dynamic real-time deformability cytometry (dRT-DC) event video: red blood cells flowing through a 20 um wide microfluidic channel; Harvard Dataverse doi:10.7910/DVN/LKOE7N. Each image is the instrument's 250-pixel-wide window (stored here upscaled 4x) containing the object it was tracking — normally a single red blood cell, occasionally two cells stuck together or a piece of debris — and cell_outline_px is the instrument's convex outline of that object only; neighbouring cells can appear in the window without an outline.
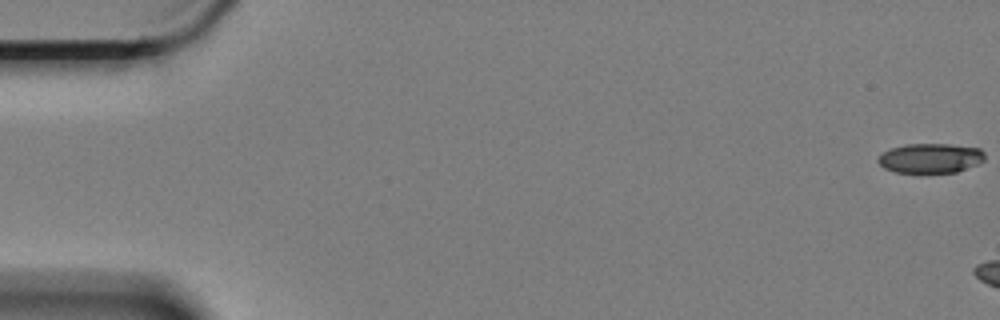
{"species": "Egyptian fruit bat (a non-hibernating species)", "species_latin": "Rousettus aegyptiacus", "temperature_condition": "cold", "stored_images_in_passage": 3, "camera_frame_rate_fps": 3000, "um_per_image_px": 0.085, "animal": {"sex": "female"}, "frame": {"image": 1, "passage_image": 1, "time_ms": 0.0, "image_size_px": [1000, 320], "cell_outline_px": [[984, 160], [976, 164], [956, 172], [896, 172], [884, 168], [876, 160], [884, 152], [892, 148], [908, 144], [948, 144], [980, 148], [984, 152]], "centroid_in_image_um": [79.09, 13.44], "position_along_channel_um": 5.9, "area_um2": 18.15}}